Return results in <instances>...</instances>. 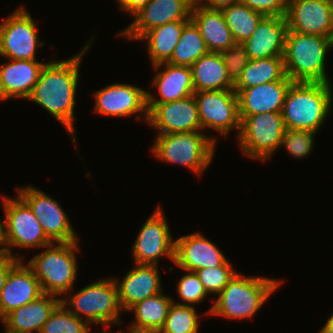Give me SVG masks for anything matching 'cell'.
Segmentation results:
<instances>
[{"instance_id":"1","label":"cell","mask_w":333,"mask_h":333,"mask_svg":"<svg viewBox=\"0 0 333 333\" xmlns=\"http://www.w3.org/2000/svg\"><path fill=\"white\" fill-rule=\"evenodd\" d=\"M90 39L84 48L76 55L63 61L52 59L45 64L39 75L38 81L33 87L30 100L53 116L62 126L67 129L69 135L77 144L75 133V109L76 93L80 77V65L94 43Z\"/></svg>"},{"instance_id":"2","label":"cell","mask_w":333,"mask_h":333,"mask_svg":"<svg viewBox=\"0 0 333 333\" xmlns=\"http://www.w3.org/2000/svg\"><path fill=\"white\" fill-rule=\"evenodd\" d=\"M282 280L246 276L237 273L217 295L214 304L206 315L225 317L226 319L254 318L268 298L278 289Z\"/></svg>"},{"instance_id":"3","label":"cell","mask_w":333,"mask_h":333,"mask_svg":"<svg viewBox=\"0 0 333 333\" xmlns=\"http://www.w3.org/2000/svg\"><path fill=\"white\" fill-rule=\"evenodd\" d=\"M331 83L293 82L289 87L281 115L288 129L317 133L333 105Z\"/></svg>"},{"instance_id":"4","label":"cell","mask_w":333,"mask_h":333,"mask_svg":"<svg viewBox=\"0 0 333 333\" xmlns=\"http://www.w3.org/2000/svg\"><path fill=\"white\" fill-rule=\"evenodd\" d=\"M333 38L288 30L283 55L285 74L293 82L332 83L327 75V53Z\"/></svg>"},{"instance_id":"5","label":"cell","mask_w":333,"mask_h":333,"mask_svg":"<svg viewBox=\"0 0 333 333\" xmlns=\"http://www.w3.org/2000/svg\"><path fill=\"white\" fill-rule=\"evenodd\" d=\"M78 244V241L51 243L27 262L26 265L38 279L43 293L59 298L62 294L65 296L71 293L78 273L76 260V251L80 252Z\"/></svg>"},{"instance_id":"6","label":"cell","mask_w":333,"mask_h":333,"mask_svg":"<svg viewBox=\"0 0 333 333\" xmlns=\"http://www.w3.org/2000/svg\"><path fill=\"white\" fill-rule=\"evenodd\" d=\"M151 151L155 158L189 168L200 176L210 166L216 138L202 131L157 134Z\"/></svg>"},{"instance_id":"7","label":"cell","mask_w":333,"mask_h":333,"mask_svg":"<svg viewBox=\"0 0 333 333\" xmlns=\"http://www.w3.org/2000/svg\"><path fill=\"white\" fill-rule=\"evenodd\" d=\"M61 303L73 315L84 319L90 325H104L105 328L113 324L121 326L120 317L123 311L120 307L114 277L91 283L75 291L74 294L62 295Z\"/></svg>"},{"instance_id":"8","label":"cell","mask_w":333,"mask_h":333,"mask_svg":"<svg viewBox=\"0 0 333 333\" xmlns=\"http://www.w3.org/2000/svg\"><path fill=\"white\" fill-rule=\"evenodd\" d=\"M240 120L241 129L237 140L247 158L265 162L281 149L286 130L281 112L240 116Z\"/></svg>"},{"instance_id":"9","label":"cell","mask_w":333,"mask_h":333,"mask_svg":"<svg viewBox=\"0 0 333 333\" xmlns=\"http://www.w3.org/2000/svg\"><path fill=\"white\" fill-rule=\"evenodd\" d=\"M2 204L7 243L12 258L19 260L24 258V256L17 257L12 250L13 247L41 249L53 243L46 236L32 209L18 194L15 199L2 196Z\"/></svg>"},{"instance_id":"10","label":"cell","mask_w":333,"mask_h":333,"mask_svg":"<svg viewBox=\"0 0 333 333\" xmlns=\"http://www.w3.org/2000/svg\"><path fill=\"white\" fill-rule=\"evenodd\" d=\"M36 22L20 6L0 23V56L12 60H37L36 51L44 45L37 35Z\"/></svg>"},{"instance_id":"11","label":"cell","mask_w":333,"mask_h":333,"mask_svg":"<svg viewBox=\"0 0 333 333\" xmlns=\"http://www.w3.org/2000/svg\"><path fill=\"white\" fill-rule=\"evenodd\" d=\"M201 124V131L215 130L222 136L236 130L237 138L241 129L238 96L234 89L207 90L193 94Z\"/></svg>"},{"instance_id":"12","label":"cell","mask_w":333,"mask_h":333,"mask_svg":"<svg viewBox=\"0 0 333 333\" xmlns=\"http://www.w3.org/2000/svg\"><path fill=\"white\" fill-rule=\"evenodd\" d=\"M16 193L29 205L34 216L39 220L46 236L53 243L79 241L77 233L70 223V218L58 201L44 191L33 187H17Z\"/></svg>"},{"instance_id":"13","label":"cell","mask_w":333,"mask_h":333,"mask_svg":"<svg viewBox=\"0 0 333 333\" xmlns=\"http://www.w3.org/2000/svg\"><path fill=\"white\" fill-rule=\"evenodd\" d=\"M166 219L158 205L144 222L131 247L136 264L159 265V258L163 256L174 263L175 240Z\"/></svg>"},{"instance_id":"14","label":"cell","mask_w":333,"mask_h":333,"mask_svg":"<svg viewBox=\"0 0 333 333\" xmlns=\"http://www.w3.org/2000/svg\"><path fill=\"white\" fill-rule=\"evenodd\" d=\"M147 90L127 83H113L94 92V111L103 116L126 117L138 114L148 121ZM141 114V115H140Z\"/></svg>"},{"instance_id":"15","label":"cell","mask_w":333,"mask_h":333,"mask_svg":"<svg viewBox=\"0 0 333 333\" xmlns=\"http://www.w3.org/2000/svg\"><path fill=\"white\" fill-rule=\"evenodd\" d=\"M147 124L158 134L201 131L198 109L193 95L163 104H147Z\"/></svg>"},{"instance_id":"16","label":"cell","mask_w":333,"mask_h":333,"mask_svg":"<svg viewBox=\"0 0 333 333\" xmlns=\"http://www.w3.org/2000/svg\"><path fill=\"white\" fill-rule=\"evenodd\" d=\"M285 17L290 31L333 38L331 0H288Z\"/></svg>"},{"instance_id":"17","label":"cell","mask_w":333,"mask_h":333,"mask_svg":"<svg viewBox=\"0 0 333 333\" xmlns=\"http://www.w3.org/2000/svg\"><path fill=\"white\" fill-rule=\"evenodd\" d=\"M193 0H151L117 36L138 41L147 31L177 20H191Z\"/></svg>"},{"instance_id":"18","label":"cell","mask_w":333,"mask_h":333,"mask_svg":"<svg viewBox=\"0 0 333 333\" xmlns=\"http://www.w3.org/2000/svg\"><path fill=\"white\" fill-rule=\"evenodd\" d=\"M228 261L220 249L200 232L175 239L174 264L184 271L219 267Z\"/></svg>"},{"instance_id":"19","label":"cell","mask_w":333,"mask_h":333,"mask_svg":"<svg viewBox=\"0 0 333 333\" xmlns=\"http://www.w3.org/2000/svg\"><path fill=\"white\" fill-rule=\"evenodd\" d=\"M158 265L135 264L122 279L114 278L118 299L123 312L147 297L161 293V278Z\"/></svg>"},{"instance_id":"20","label":"cell","mask_w":333,"mask_h":333,"mask_svg":"<svg viewBox=\"0 0 333 333\" xmlns=\"http://www.w3.org/2000/svg\"><path fill=\"white\" fill-rule=\"evenodd\" d=\"M33 271L20 260L8 273L0 294V320L42 295Z\"/></svg>"},{"instance_id":"21","label":"cell","mask_w":333,"mask_h":333,"mask_svg":"<svg viewBox=\"0 0 333 333\" xmlns=\"http://www.w3.org/2000/svg\"><path fill=\"white\" fill-rule=\"evenodd\" d=\"M153 68L156 74L152 79V86L157 89L160 98L155 97L149 91L147 92V104L173 102L194 94L191 67L164 62L153 65Z\"/></svg>"},{"instance_id":"22","label":"cell","mask_w":333,"mask_h":333,"mask_svg":"<svg viewBox=\"0 0 333 333\" xmlns=\"http://www.w3.org/2000/svg\"><path fill=\"white\" fill-rule=\"evenodd\" d=\"M287 31L285 16H264L252 35L242 43L249 59L283 56Z\"/></svg>"},{"instance_id":"23","label":"cell","mask_w":333,"mask_h":333,"mask_svg":"<svg viewBox=\"0 0 333 333\" xmlns=\"http://www.w3.org/2000/svg\"><path fill=\"white\" fill-rule=\"evenodd\" d=\"M8 61L0 65V102L14 98L26 100L47 62L12 59Z\"/></svg>"},{"instance_id":"24","label":"cell","mask_w":333,"mask_h":333,"mask_svg":"<svg viewBox=\"0 0 333 333\" xmlns=\"http://www.w3.org/2000/svg\"><path fill=\"white\" fill-rule=\"evenodd\" d=\"M292 83L286 75L279 81L234 90L238 96L239 116L281 112L286 93Z\"/></svg>"},{"instance_id":"25","label":"cell","mask_w":333,"mask_h":333,"mask_svg":"<svg viewBox=\"0 0 333 333\" xmlns=\"http://www.w3.org/2000/svg\"><path fill=\"white\" fill-rule=\"evenodd\" d=\"M61 298L43 293L37 299L7 314L2 320L6 333H40Z\"/></svg>"},{"instance_id":"26","label":"cell","mask_w":333,"mask_h":333,"mask_svg":"<svg viewBox=\"0 0 333 333\" xmlns=\"http://www.w3.org/2000/svg\"><path fill=\"white\" fill-rule=\"evenodd\" d=\"M190 19L198 27L209 52H221L235 44L221 9L193 5Z\"/></svg>"},{"instance_id":"27","label":"cell","mask_w":333,"mask_h":333,"mask_svg":"<svg viewBox=\"0 0 333 333\" xmlns=\"http://www.w3.org/2000/svg\"><path fill=\"white\" fill-rule=\"evenodd\" d=\"M195 92L234 89L219 52H208L191 65Z\"/></svg>"},{"instance_id":"28","label":"cell","mask_w":333,"mask_h":333,"mask_svg":"<svg viewBox=\"0 0 333 333\" xmlns=\"http://www.w3.org/2000/svg\"><path fill=\"white\" fill-rule=\"evenodd\" d=\"M173 298L163 292L147 297L132 306L127 313H134V319L127 331L159 332L168 315Z\"/></svg>"},{"instance_id":"29","label":"cell","mask_w":333,"mask_h":333,"mask_svg":"<svg viewBox=\"0 0 333 333\" xmlns=\"http://www.w3.org/2000/svg\"><path fill=\"white\" fill-rule=\"evenodd\" d=\"M190 20H177L157 26L144 33L138 41L147 42V52L152 66L167 62L174 51L183 31Z\"/></svg>"},{"instance_id":"30","label":"cell","mask_w":333,"mask_h":333,"mask_svg":"<svg viewBox=\"0 0 333 333\" xmlns=\"http://www.w3.org/2000/svg\"><path fill=\"white\" fill-rule=\"evenodd\" d=\"M286 76L283 56L250 60L241 77L234 84V90H243L259 84L282 80Z\"/></svg>"},{"instance_id":"31","label":"cell","mask_w":333,"mask_h":333,"mask_svg":"<svg viewBox=\"0 0 333 333\" xmlns=\"http://www.w3.org/2000/svg\"><path fill=\"white\" fill-rule=\"evenodd\" d=\"M208 52L198 27L190 20L184 26L173 54L167 62L177 66L191 67L194 62Z\"/></svg>"},{"instance_id":"32","label":"cell","mask_w":333,"mask_h":333,"mask_svg":"<svg viewBox=\"0 0 333 333\" xmlns=\"http://www.w3.org/2000/svg\"><path fill=\"white\" fill-rule=\"evenodd\" d=\"M235 43L245 42L255 31L263 14L253 11L243 2L235 3L221 9Z\"/></svg>"},{"instance_id":"33","label":"cell","mask_w":333,"mask_h":333,"mask_svg":"<svg viewBox=\"0 0 333 333\" xmlns=\"http://www.w3.org/2000/svg\"><path fill=\"white\" fill-rule=\"evenodd\" d=\"M199 320L196 307L176 304L173 299L165 324L159 333H198Z\"/></svg>"},{"instance_id":"34","label":"cell","mask_w":333,"mask_h":333,"mask_svg":"<svg viewBox=\"0 0 333 333\" xmlns=\"http://www.w3.org/2000/svg\"><path fill=\"white\" fill-rule=\"evenodd\" d=\"M90 324L73 315L62 303L51 313L40 333H92Z\"/></svg>"},{"instance_id":"35","label":"cell","mask_w":333,"mask_h":333,"mask_svg":"<svg viewBox=\"0 0 333 333\" xmlns=\"http://www.w3.org/2000/svg\"><path fill=\"white\" fill-rule=\"evenodd\" d=\"M205 290L209 294L218 295L228 282L238 273L228 260L219 267H207L195 271Z\"/></svg>"},{"instance_id":"36","label":"cell","mask_w":333,"mask_h":333,"mask_svg":"<svg viewBox=\"0 0 333 333\" xmlns=\"http://www.w3.org/2000/svg\"><path fill=\"white\" fill-rule=\"evenodd\" d=\"M314 135L317 133L310 130L286 128L281 146L293 158L302 159L311 154L315 144Z\"/></svg>"},{"instance_id":"37","label":"cell","mask_w":333,"mask_h":333,"mask_svg":"<svg viewBox=\"0 0 333 333\" xmlns=\"http://www.w3.org/2000/svg\"><path fill=\"white\" fill-rule=\"evenodd\" d=\"M176 292L181 298L176 304L195 306V304L202 303L209 295L205 290L202 282L200 281L196 272L187 271L178 280Z\"/></svg>"},{"instance_id":"38","label":"cell","mask_w":333,"mask_h":333,"mask_svg":"<svg viewBox=\"0 0 333 333\" xmlns=\"http://www.w3.org/2000/svg\"><path fill=\"white\" fill-rule=\"evenodd\" d=\"M219 53L225 64L229 78L235 84L241 77L243 69L250 61L245 46L241 43H235L232 47Z\"/></svg>"},{"instance_id":"39","label":"cell","mask_w":333,"mask_h":333,"mask_svg":"<svg viewBox=\"0 0 333 333\" xmlns=\"http://www.w3.org/2000/svg\"><path fill=\"white\" fill-rule=\"evenodd\" d=\"M253 11L264 16H286L288 0H241Z\"/></svg>"},{"instance_id":"40","label":"cell","mask_w":333,"mask_h":333,"mask_svg":"<svg viewBox=\"0 0 333 333\" xmlns=\"http://www.w3.org/2000/svg\"><path fill=\"white\" fill-rule=\"evenodd\" d=\"M151 0H117L119 10L135 16L140 12Z\"/></svg>"},{"instance_id":"41","label":"cell","mask_w":333,"mask_h":333,"mask_svg":"<svg viewBox=\"0 0 333 333\" xmlns=\"http://www.w3.org/2000/svg\"><path fill=\"white\" fill-rule=\"evenodd\" d=\"M239 2H241V0H193V5L205 8L222 9L223 7Z\"/></svg>"},{"instance_id":"42","label":"cell","mask_w":333,"mask_h":333,"mask_svg":"<svg viewBox=\"0 0 333 333\" xmlns=\"http://www.w3.org/2000/svg\"><path fill=\"white\" fill-rule=\"evenodd\" d=\"M19 259L12 257L0 260V294L9 271L19 262Z\"/></svg>"},{"instance_id":"43","label":"cell","mask_w":333,"mask_h":333,"mask_svg":"<svg viewBox=\"0 0 333 333\" xmlns=\"http://www.w3.org/2000/svg\"><path fill=\"white\" fill-rule=\"evenodd\" d=\"M0 245L2 246L0 248V260L12 257L7 243L5 220H1V218H0Z\"/></svg>"},{"instance_id":"44","label":"cell","mask_w":333,"mask_h":333,"mask_svg":"<svg viewBox=\"0 0 333 333\" xmlns=\"http://www.w3.org/2000/svg\"><path fill=\"white\" fill-rule=\"evenodd\" d=\"M318 333H333V312Z\"/></svg>"},{"instance_id":"45","label":"cell","mask_w":333,"mask_h":333,"mask_svg":"<svg viewBox=\"0 0 333 333\" xmlns=\"http://www.w3.org/2000/svg\"><path fill=\"white\" fill-rule=\"evenodd\" d=\"M118 333H159V332H140V331H126L123 332V330L118 331Z\"/></svg>"}]
</instances>
